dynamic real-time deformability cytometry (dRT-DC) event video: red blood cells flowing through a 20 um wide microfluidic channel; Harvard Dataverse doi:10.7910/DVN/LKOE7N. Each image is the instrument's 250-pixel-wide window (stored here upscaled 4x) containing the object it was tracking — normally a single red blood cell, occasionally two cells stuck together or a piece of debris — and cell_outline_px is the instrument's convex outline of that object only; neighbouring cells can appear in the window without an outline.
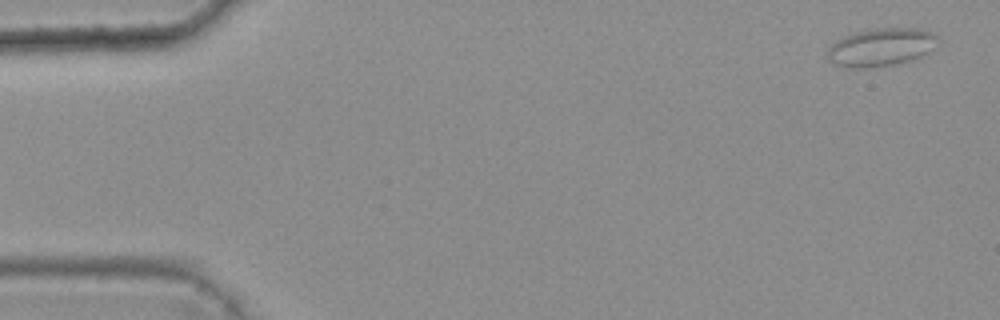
{"species": "common noctule bat (a hibernating species)", "species_latin": "Nyctalus noctula", "temperature_condition": "warm", "stored_images_in_passage": 6, "camera_frame_rate_fps": 3000, "um_per_image_px": 0.085, "animal": {"sex": "female", "body_mass_g": 25.1}, "frame": {"image": 1, "passage_image": 1, "time_ms": 0.0, "image_size_px": [1000, 320], "cell_outline_px": [[940, 44], [936, 48], [912, 60], [900, 64], [868, 68], [844, 68], [828, 60], [828, 48], [836, 40], [844, 36], [856, 32], [872, 28], [916, 28], [932, 32], [940, 40]], "centroid_in_image_um": [74.92, 4.02], "position_along_channel_um": 10.1, "area_um2": 24.91}}
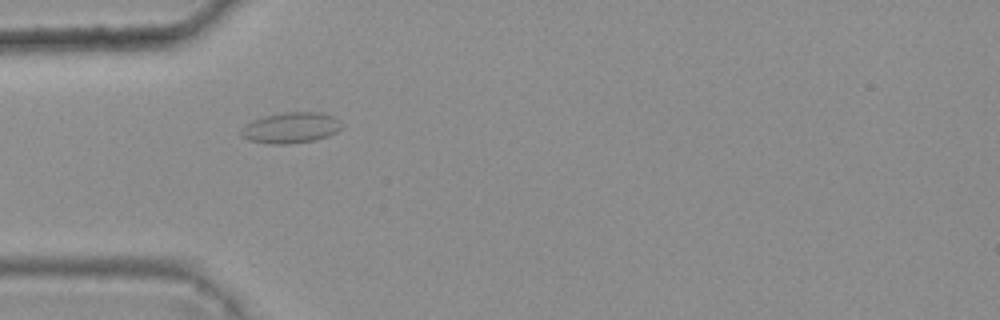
{"frame": {"image": 2, "passage_image": 5, "time_ms": 1.333, "image_size_px": [1000, 320], "cell_outline_px": [[344, 124], [336, 132], [328, 136], [316, 140], [288, 144], [272, 144], [248, 140], [240, 136], [240, 132], [252, 120], [264, 116], [284, 112], [320, 112], [336, 116]], "centroid_in_image_um": [24.77, 10.85], "position_along_channel_um": 60.2, "area_um2": 18.21}}
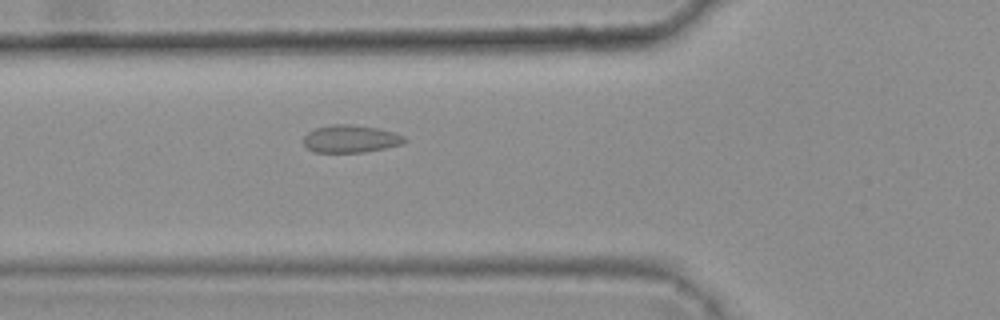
{"frame": {"image": 3, "passage_image": 6, "time_ms": 1.667, "image_size_px": [1000, 320], "cell_outline_px": [[408, 140], [404, 144], [364, 152], [312, 152], [304, 144], [304, 136], [308, 132], [316, 128], [332, 124], [348, 124], [380, 128], [404, 136]], "centroid_in_image_um": [29.82, 11.8], "position_along_channel_um": 96.0, "area_um2": 16.24}}